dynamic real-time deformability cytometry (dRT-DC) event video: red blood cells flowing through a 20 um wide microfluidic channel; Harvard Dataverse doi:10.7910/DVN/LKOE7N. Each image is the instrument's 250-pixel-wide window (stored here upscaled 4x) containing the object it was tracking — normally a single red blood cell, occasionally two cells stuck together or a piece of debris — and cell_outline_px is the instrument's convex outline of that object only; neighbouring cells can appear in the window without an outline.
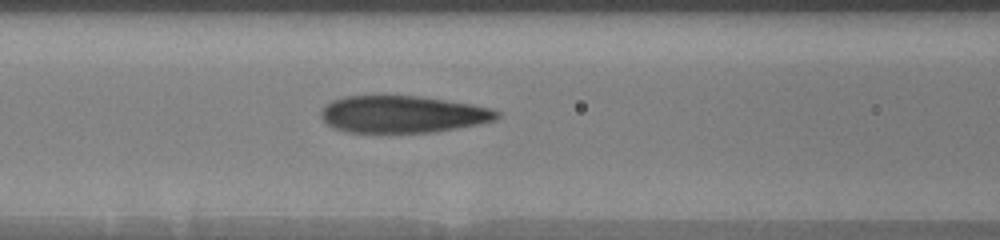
{"species": "human", "species_latin": "Homo sapiens", "temperature_condition": "warm", "stored_images_in_passage": 39, "camera_frame_rate_fps": 3000, "um_per_image_px": 0.085, "donor": {"sex": "male"}, "frame": {"image": 1, "passage_image": 11, "time_ms": 6.0, "image_size_px": [1000, 240], "cell_outline_px": [[500, 116], [496, 120], [436, 132], [348, 132], [336, 128], [328, 124], [320, 116], [320, 112], [332, 100], [344, 96], [420, 96], [472, 104], [492, 108], [500, 112]], "centroid_in_image_um": [34.26, 9.71], "position_along_channel_um": 132.3, "area_um2": 37.8}}
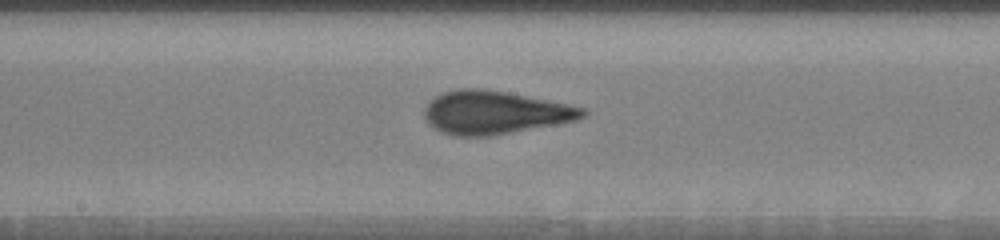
{"frame": {"image": 2, "passage_image": 18, "time_ms": 8.0, "image_size_px": [1000, 240], "cell_outline_px": [[588, 116], [576, 120], [556, 124], [488, 136], [456, 136], [440, 132], [432, 128], [428, 124], [424, 116], [424, 108], [436, 96], [444, 92], [456, 88], [484, 88], [508, 92], [588, 108]], "centroid_in_image_um": [42.06, 9.55], "position_along_channel_um": 206.1, "area_um2": 40.0}}
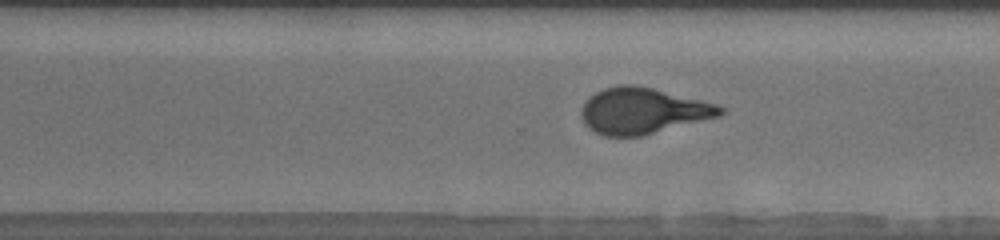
{"frame": {"image": 3, "passage_image": 29, "time_ms": 11.0, "image_size_px": [1000, 240], "cell_outline_px": [[724, 112], [720, 116], [640, 136], [604, 136], [588, 128], [584, 124], [580, 116], [580, 112], [584, 104], [596, 92], [604, 88], [620, 84], [636, 84], [716, 104], [724, 108]], "centroid_in_image_um": [54.6, 9.42], "position_along_channel_um": 316.0, "area_um2": 36.93}}